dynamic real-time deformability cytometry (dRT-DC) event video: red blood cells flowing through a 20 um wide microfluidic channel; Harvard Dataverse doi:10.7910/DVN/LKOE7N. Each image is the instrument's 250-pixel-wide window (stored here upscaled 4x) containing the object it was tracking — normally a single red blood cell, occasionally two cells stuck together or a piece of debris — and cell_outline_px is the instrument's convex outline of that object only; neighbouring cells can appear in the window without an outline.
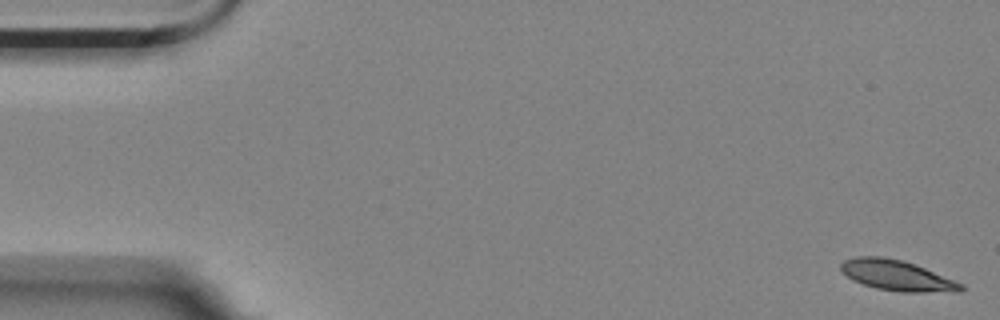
{"species": "Egyptian fruit bat (a non-hibernating species)", "species_latin": "Rousettus aegyptiacus", "temperature_condition": "room temperature", "stored_images_in_passage": 57, "camera_frame_rate_fps": 3000, "um_per_image_px": 0.085, "animal": {"sex": "female"}, "frame": {"image": 1, "passage_image": 1, "time_ms": 0.0, "image_size_px": [1000, 320], "cell_outline_px": [[964, 288], [960, 292], [900, 292], [876, 288], [852, 280], [840, 272], [840, 264], [844, 260], [856, 256], [884, 256], [904, 260], [916, 264], [964, 284]], "centroid_in_image_um": [76.23, 23.4], "position_along_channel_um": 8.8, "area_um2": 21.68}}
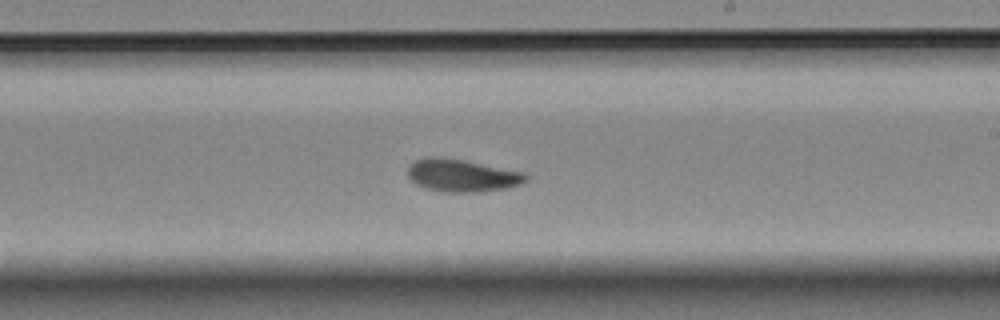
{"frame": {"image": 2, "passage_image": 33, "time_ms": 10.667, "image_size_px": [1000, 320], "cell_outline_px": [[528, 180], [520, 184], [504, 188], [472, 192], [440, 192], [416, 184], [408, 176], [408, 164], [424, 156], [440, 156], [464, 160], [524, 172], [528, 176]], "centroid_in_image_um": [39.23, 14.89], "position_along_channel_um": 249.8, "area_um2": 22.43}}
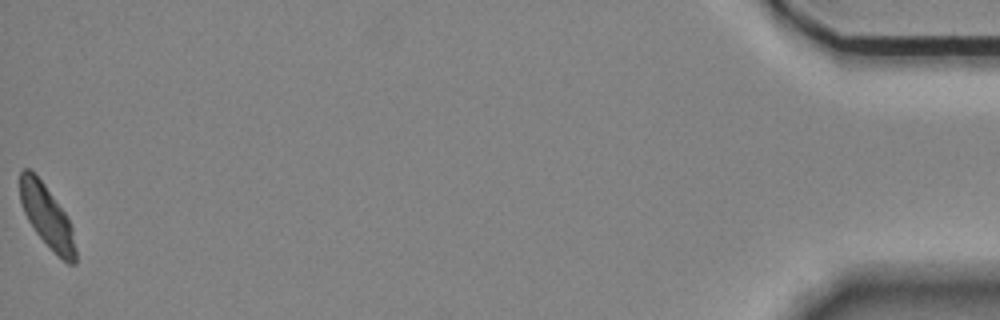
{"frame": {"image": 3, "passage_image": 57, "time_ms": 18.667, "image_size_px": [1000, 320], "cell_outline_px": [[76, 264], [68, 264], [36, 232], [28, 220], [24, 212], [20, 200], [20, 172], [24, 168], [28, 168], [44, 184], [68, 216], [72, 228], [76, 248]], "centroid_in_image_um": [4.0, 18.38], "position_along_channel_um": 431.2, "area_um2": 19.77}, "authors_computed_cell_mechanics": {"area_um2": 21.5594, "velocity_mm_per_s": 3.473, "shape_relaxation_time_tau1_ms": 3.7072, "shape_relaxation_time_tau2_ms": 2.6227, "deformation_change_tau1": 0.1106, "deformation_change_tau2": 0.0672}}